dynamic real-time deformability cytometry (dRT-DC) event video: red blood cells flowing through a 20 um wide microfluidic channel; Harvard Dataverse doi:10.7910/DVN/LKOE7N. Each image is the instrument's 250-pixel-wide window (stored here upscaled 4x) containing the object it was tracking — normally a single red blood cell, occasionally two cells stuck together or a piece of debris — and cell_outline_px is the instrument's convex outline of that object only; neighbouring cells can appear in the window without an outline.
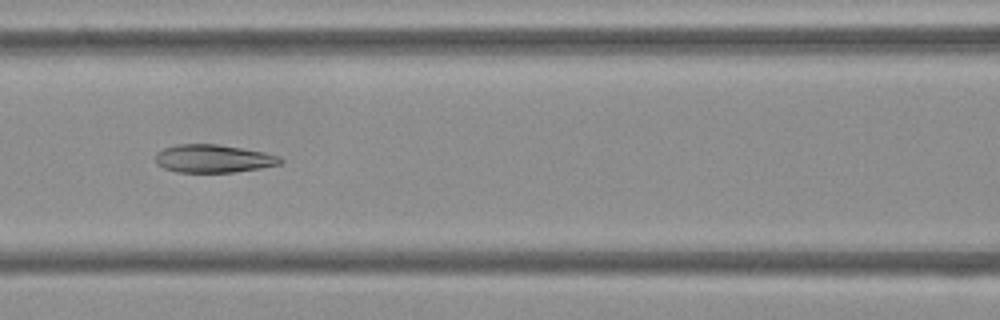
{"species": "Egyptian fruit bat (a non-hibernating species)", "species_latin": "Rousettus aegyptiacus", "temperature_condition": "cold", "stored_images_in_passage": 53, "camera_frame_rate_fps": 3000, "um_per_image_px": 0.085, "frame": {"image": 1, "passage_image": 23, "time_ms": 7.333, "image_size_px": [1000, 320], "cell_outline_px": [[284, 160], [280, 164], [260, 168], [232, 172], [176, 172], [164, 168], [156, 164], [156, 152], [164, 148], [176, 144], [216, 144], [264, 152], [280, 156]], "centroid_in_image_um": [18.12, 13.48], "position_along_channel_um": 148.5, "area_um2": 20.35}}
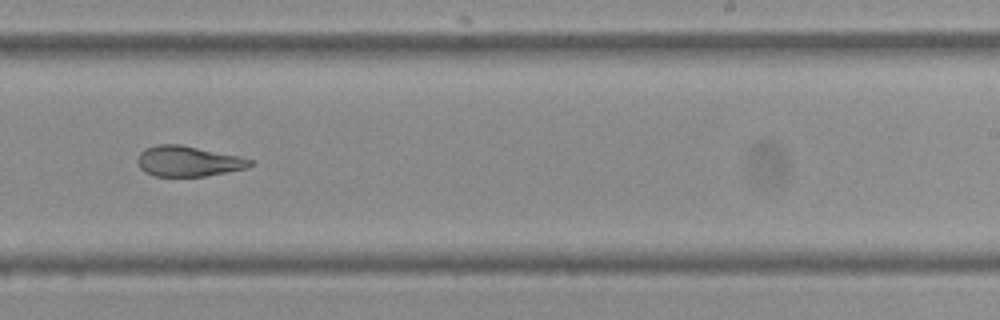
{"frame": {"image": 2, "passage_image": 33, "time_ms": 10.667, "image_size_px": [1000, 320], "cell_outline_px": [[252, 164], [248, 168], [204, 176], [152, 176], [144, 172], [140, 168], [136, 160], [140, 152], [144, 148], [156, 144], [180, 144], [240, 156], [252, 160]], "centroid_in_image_um": [15.95, 13.7], "position_along_channel_um": 273.0, "area_um2": 20.11}}
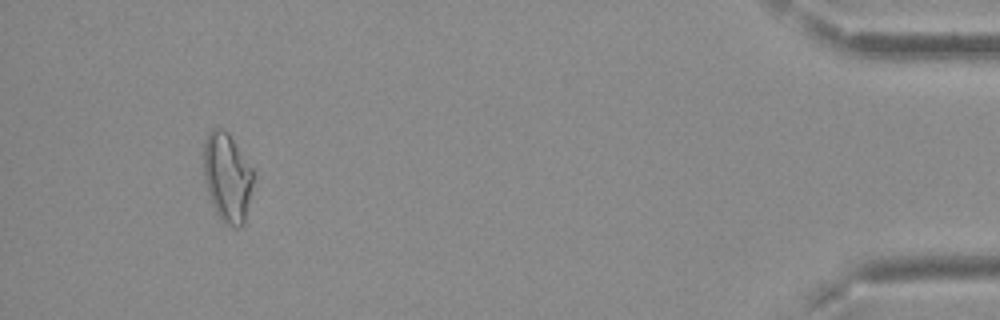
{"frame": {"image": 3, "passage_image": 50, "time_ms": 16.333, "image_size_px": [1000, 320], "cell_outline_px": [[252, 184], [244, 224], [240, 228], [236, 228], [224, 224], [216, 212], [208, 192], [204, 176], [204, 144], [208, 132], [212, 128], [224, 128], [228, 132], [252, 168]], "centroid_in_image_um": [19.3, 15.07], "position_along_channel_um": 415.9, "area_um2": 25.49}, "authors_computed_cell_mechanics": {"area_um2": 22.542, "velocity_mm_per_s": 3.7481, "shape_relaxation_time_tau1_ms": 8.545, "shape_relaxation_time_tau2_ms": 3.6417, "deformation_change_tau1": 0.205, "deformation_change_tau2": 0.0983}}